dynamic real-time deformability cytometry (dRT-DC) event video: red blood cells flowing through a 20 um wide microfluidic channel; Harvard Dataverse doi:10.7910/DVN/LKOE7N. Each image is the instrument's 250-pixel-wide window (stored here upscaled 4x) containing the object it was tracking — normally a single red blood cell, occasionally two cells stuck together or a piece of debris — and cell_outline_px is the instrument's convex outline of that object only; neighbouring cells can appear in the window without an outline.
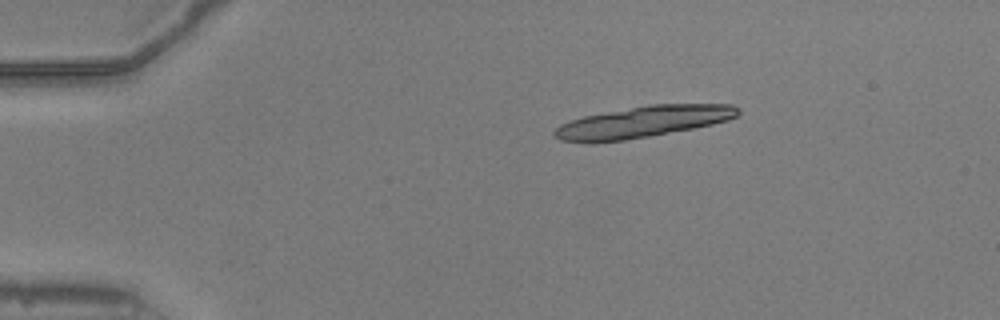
{"species": "common noctule bat (a hibernating species)", "species_latin": "Nyctalus noctula", "temperature_condition": "warm", "stored_images_in_passage": 10, "camera_frame_rate_fps": 3000, "um_per_image_px": 0.085, "animal": {"sex": "male", "body_mass_g": 20.5, "forearm_length_mm": 52.5}, "frame": {"image": 1, "passage_image": 1, "time_ms": 0.0, "image_size_px": [1000, 320], "cell_outline_px": [[740, 112], [736, 116], [728, 120], [712, 124], [692, 128], [648, 136], [624, 140], [560, 140], [552, 132], [560, 124], [584, 116], [648, 104], [732, 104], [740, 108]], "centroid_in_image_um": [54.76, 10.31], "position_along_channel_um": 30.2, "area_um2": 32.6}}